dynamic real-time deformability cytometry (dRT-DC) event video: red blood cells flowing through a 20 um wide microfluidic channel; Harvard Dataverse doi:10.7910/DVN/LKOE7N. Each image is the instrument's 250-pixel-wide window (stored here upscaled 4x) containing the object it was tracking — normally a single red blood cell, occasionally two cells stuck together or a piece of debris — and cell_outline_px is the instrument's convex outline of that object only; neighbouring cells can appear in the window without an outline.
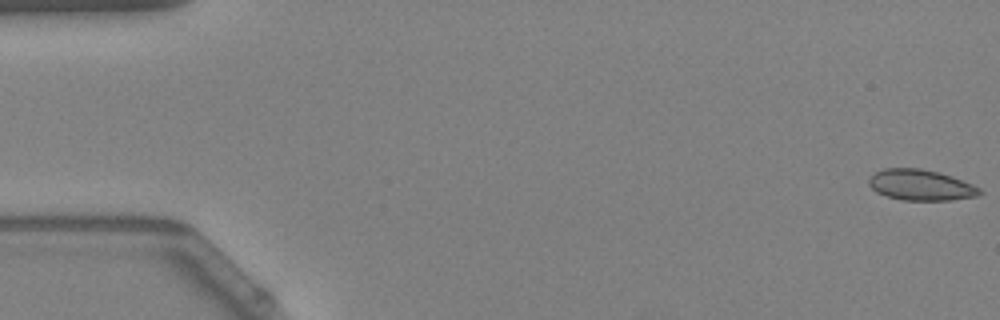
{"species": "Egyptian fruit bat (a non-hibernating species)", "species_latin": "Rousettus aegyptiacus", "temperature_condition": "warm", "stored_images_in_passage": 25, "camera_frame_rate_fps": 3000, "um_per_image_px": 0.085, "animal": {"sex": "female"}, "frame": {"image": 1, "passage_image": 1, "time_ms": 0.0, "image_size_px": [1000, 320], "cell_outline_px": [[984, 192], [976, 196], [948, 200], [900, 200], [876, 192], [868, 184], [868, 180], [876, 172], [884, 168], [920, 168], [952, 176], [972, 184], [980, 188]], "centroid_in_image_um": [78.26, 15.73], "position_along_channel_um": 6.7, "area_um2": 19.77}}